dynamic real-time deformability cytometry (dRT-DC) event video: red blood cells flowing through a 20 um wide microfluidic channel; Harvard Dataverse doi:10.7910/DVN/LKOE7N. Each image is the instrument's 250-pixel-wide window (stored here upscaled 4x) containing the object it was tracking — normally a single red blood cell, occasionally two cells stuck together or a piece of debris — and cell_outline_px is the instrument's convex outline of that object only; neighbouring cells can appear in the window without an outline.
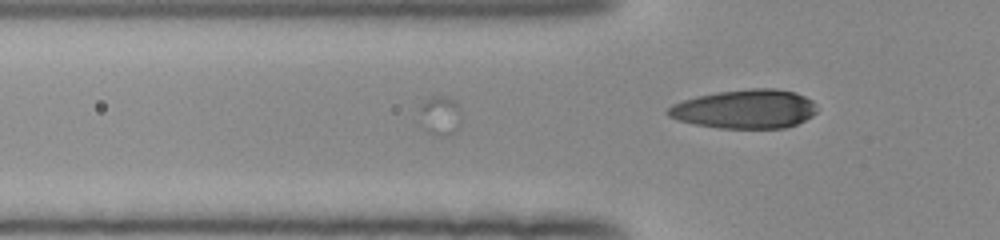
{"species": "human", "species_latin": "Homo sapiens", "temperature_condition": "room temperature", "stored_images_in_passage": 26, "camera_frame_rate_fps": 3000, "um_per_image_px": 0.085, "donor": {"sex": "female"}, "frame": {"image": 1, "passage_image": 26, "time_ms": 8.333, "image_size_px": [1000, 240], "cell_outline_px": [[816, 112], [812, 116], [796, 124], [784, 128], [720, 128], [692, 124], [676, 120], [668, 116], [664, 112], [672, 104], [696, 96], [716, 92], [752, 88], [776, 88], [796, 92], [812, 100], [816, 104]], "centroid_in_image_um": [63.3, 9.26], "position_along_channel_um": 62.5, "area_um2": 34.1}}